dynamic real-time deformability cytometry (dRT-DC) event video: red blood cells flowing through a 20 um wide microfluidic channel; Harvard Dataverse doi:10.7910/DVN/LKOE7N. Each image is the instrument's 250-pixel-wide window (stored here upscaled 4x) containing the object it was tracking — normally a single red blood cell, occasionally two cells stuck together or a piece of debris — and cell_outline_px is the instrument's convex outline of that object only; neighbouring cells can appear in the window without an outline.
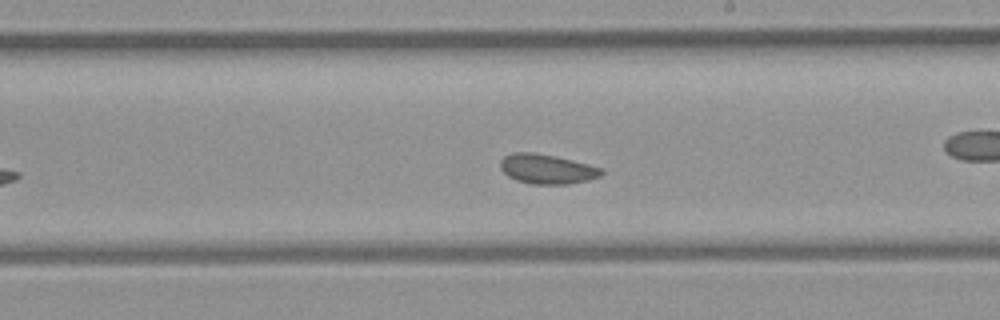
{"species": "common noctule bat (a hibernating species)", "species_latin": "Nyctalus noctula", "temperature_condition": "room temperature", "stored_images_in_passage": 34, "camera_frame_rate_fps": 3000, "um_per_image_px": 0.085, "animal": {"sex": "female", "body_mass_g": 21.9}, "frame": {"image": 1, "passage_image": 20, "time_ms": 6.333, "image_size_px": [1000, 320], "cell_outline_px": [[604, 172], [600, 176], [588, 180], [568, 184], [532, 184], [516, 180], [508, 176], [500, 168], [500, 160], [504, 156], [512, 152], [532, 152], [572, 160], [604, 168]], "centroid_in_image_um": [46.49, 14.37], "position_along_channel_um": 242.5, "area_um2": 17.46}, "authors_computed_cell_mechanics": {"area_um2": 17.9758, "velocity_mm_per_s": 4.4018, "shape_relaxation_time_tau1_ms": null, "shape_relaxation_time_tau2_ms": 1.3917, "deformation_change_tau1": null, "deformation_change_tau2": 0.0477}}